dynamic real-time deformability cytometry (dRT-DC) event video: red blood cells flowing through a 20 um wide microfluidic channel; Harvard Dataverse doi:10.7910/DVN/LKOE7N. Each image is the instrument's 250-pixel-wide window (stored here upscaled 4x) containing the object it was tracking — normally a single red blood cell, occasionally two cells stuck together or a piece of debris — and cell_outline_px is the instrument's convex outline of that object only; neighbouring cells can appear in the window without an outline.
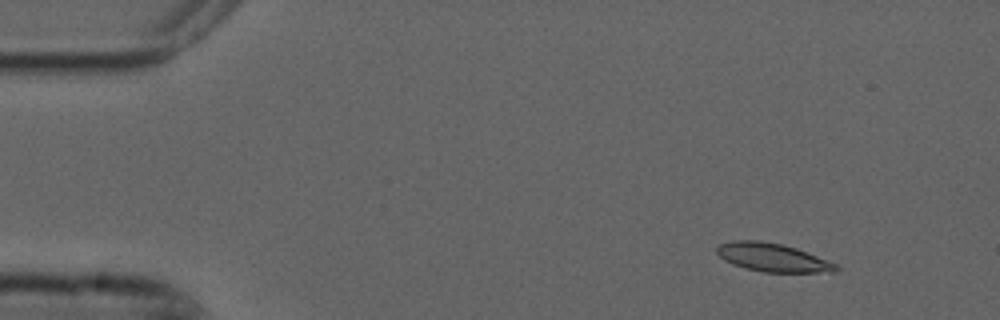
{"species": "common noctule bat (a hibernating species)", "species_latin": "Nyctalus noctula", "temperature_condition": "cold", "stored_images_in_passage": 4, "camera_frame_rate_fps": 3000, "um_per_image_px": 0.085, "animal": {"sex": "male", "forearm_length_mm": 52.5}, "frame": {"image": 1, "passage_image": 2, "time_ms": 0.333, "image_size_px": [1000, 320], "cell_outline_px": [[840, 268], [836, 272], [764, 272], [744, 268], [732, 264], [724, 260], [716, 252], [716, 248], [720, 244], [732, 240], [760, 240], [780, 244], [796, 248], [836, 264]], "centroid_in_image_um": [65.64, 21.88], "position_along_channel_um": 19.4, "area_um2": 19.59}}
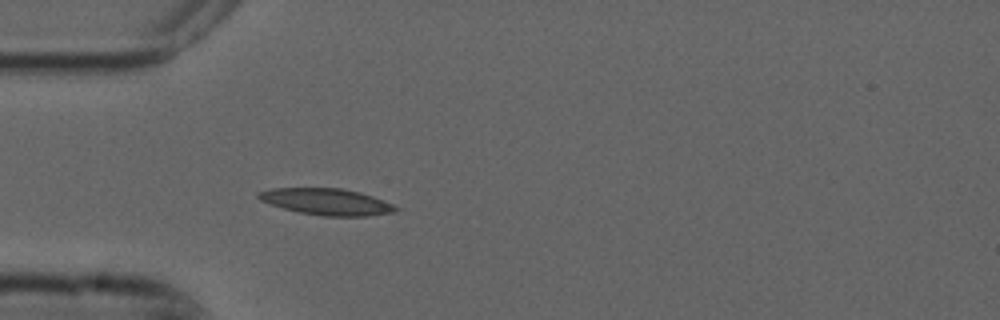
{"frame": {"image": 2, "passage_image": 4, "time_ms": 1.0, "image_size_px": [1000, 320], "cell_outline_px": [[400, 208], [396, 212], [364, 216], [324, 216], [300, 212], [284, 208], [260, 200], [256, 196], [256, 192], [272, 188], [340, 188], [360, 192], [384, 200]], "centroid_in_image_um": [27.78, 17.14], "position_along_channel_um": 57.2, "area_um2": 21.1}}